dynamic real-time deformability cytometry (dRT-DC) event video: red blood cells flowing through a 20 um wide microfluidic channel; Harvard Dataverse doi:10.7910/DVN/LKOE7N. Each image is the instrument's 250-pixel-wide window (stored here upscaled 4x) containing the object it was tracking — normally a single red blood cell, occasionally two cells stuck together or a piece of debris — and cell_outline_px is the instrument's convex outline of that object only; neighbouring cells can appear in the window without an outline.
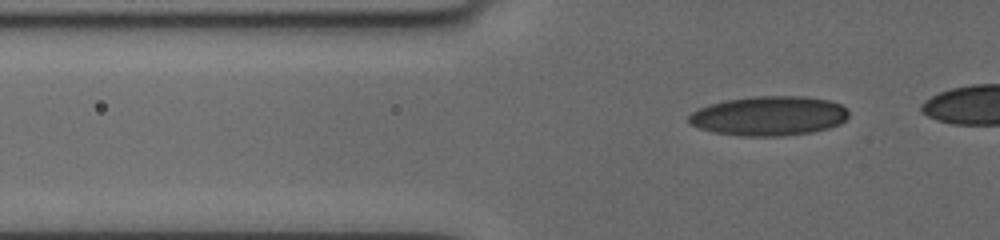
{"species": "human", "species_latin": "Homo sapiens", "temperature_condition": "cold", "stored_images_in_passage": 5, "segment_of_instrument_passage": [2, 2], "camera_frame_rate_fps": 3000, "um_per_image_px": 0.085, "donor": {"sex": "female"}, "frame": {"image": 1, "passage_image": 5, "time_ms": 4.333, "image_size_px": [1000, 240], "cell_outline_px": [[848, 116], [840, 124], [828, 128], [812, 132], [784, 136], [748, 136], [716, 132], [700, 128], [688, 124], [688, 116], [692, 112], [708, 104], [724, 100], [752, 96], [804, 96], [828, 100], [840, 104], [848, 112]], "centroid_in_image_um": [65.35, 9.84], "position_along_channel_um": 60.5, "area_um2": 36.76}}